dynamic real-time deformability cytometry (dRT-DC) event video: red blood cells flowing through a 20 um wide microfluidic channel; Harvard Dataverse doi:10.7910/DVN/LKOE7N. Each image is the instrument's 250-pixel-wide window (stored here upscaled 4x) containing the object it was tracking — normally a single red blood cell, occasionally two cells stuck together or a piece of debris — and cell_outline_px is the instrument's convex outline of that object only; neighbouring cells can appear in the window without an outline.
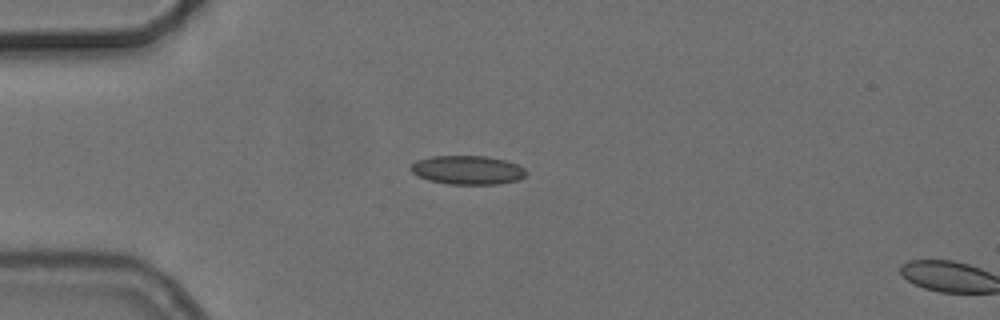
{"species": "common noctule bat (a hibernating species)", "species_latin": "Nyctalus noctula", "temperature_condition": "cold", "stored_images_in_passage": 2, "segment_of_instrument_passage": [1, 2], "camera_frame_rate_fps": 3000, "um_per_image_px": 0.085, "animal": {"sex": "female", "body_mass_g": 24.6, "forearm_length_mm": 56.2}, "frame": {"image": 1, "passage_image": 1, "time_ms": 0.0, "image_size_px": [1000, 320], "cell_outline_px": [[528, 172], [520, 180], [496, 184], [448, 184], [428, 180], [416, 176], [408, 168], [416, 160], [432, 156], [488, 156], [504, 160], [516, 164], [524, 168]], "centroid_in_image_um": [39.72, 14.45], "position_along_channel_um": 45.3, "area_um2": 19.54}}